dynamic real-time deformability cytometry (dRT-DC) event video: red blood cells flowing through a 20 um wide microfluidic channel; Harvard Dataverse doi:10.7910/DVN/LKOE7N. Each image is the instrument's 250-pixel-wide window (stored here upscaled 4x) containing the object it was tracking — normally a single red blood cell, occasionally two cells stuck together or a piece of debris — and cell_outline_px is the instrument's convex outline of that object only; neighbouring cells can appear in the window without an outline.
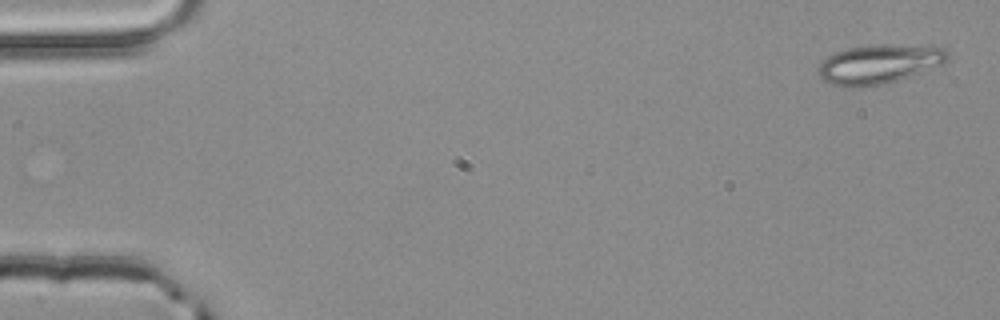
{"species": "common noctule bat (a hibernating species)", "species_latin": "Nyctalus noctula", "temperature_condition": "room temperature", "stored_images_in_passage": 4, "camera_frame_rate_fps": 3000, "um_per_image_px": 0.085, "animal": {"sex": "male", "body_mass_g": 20.4}, "frame": {"image": 1, "passage_image": 1, "time_ms": 0.0, "image_size_px": [1000, 320], "cell_outline_px": [[948, 60], [944, 64], [884, 84], [864, 88], [852, 88], [828, 84], [820, 76], [820, 64], [828, 56], [836, 52], [848, 48], [872, 44], [884, 44], [944, 48], [948, 52]], "centroid_in_image_um": [74.7, 5.46], "position_along_channel_um": 10.3, "area_um2": 29.36}}